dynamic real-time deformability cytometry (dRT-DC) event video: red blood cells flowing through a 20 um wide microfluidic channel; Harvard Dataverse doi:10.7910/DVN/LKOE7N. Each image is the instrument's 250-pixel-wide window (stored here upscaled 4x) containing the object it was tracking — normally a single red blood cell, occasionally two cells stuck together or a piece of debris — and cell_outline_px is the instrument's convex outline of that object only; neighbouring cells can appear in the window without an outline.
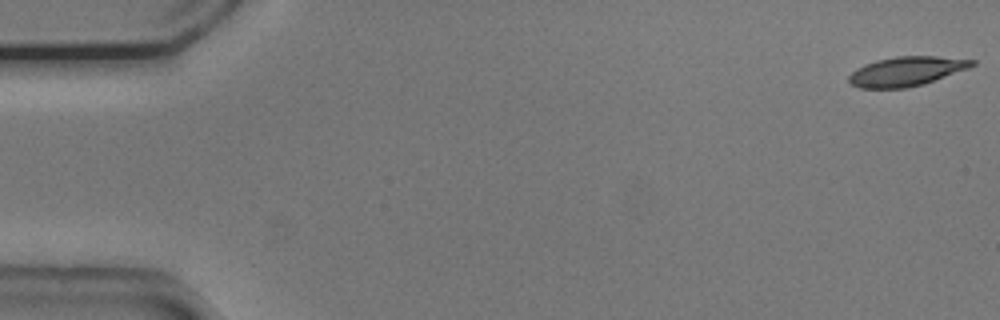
{"species": "common noctule bat (a hibernating species)", "species_latin": "Nyctalus noctula", "temperature_condition": "cold", "stored_images_in_passage": 54, "camera_frame_rate_fps": 3000, "um_per_image_px": 0.085, "animal": {"sex": "male", "body_mass_g": 20.5, "forearm_length_mm": 52.5}, "frame": {"image": 1, "passage_image": 1, "time_ms": 0.0, "image_size_px": [1000, 320], "cell_outline_px": [[976, 64], [968, 68], [924, 84], [904, 88], [860, 88], [852, 84], [848, 80], [848, 76], [856, 68], [864, 64], [876, 60], [896, 56], [936, 56], [976, 60]], "centroid_in_image_um": [77.03, 6.05], "position_along_channel_um": 8.0, "area_um2": 21.04}}
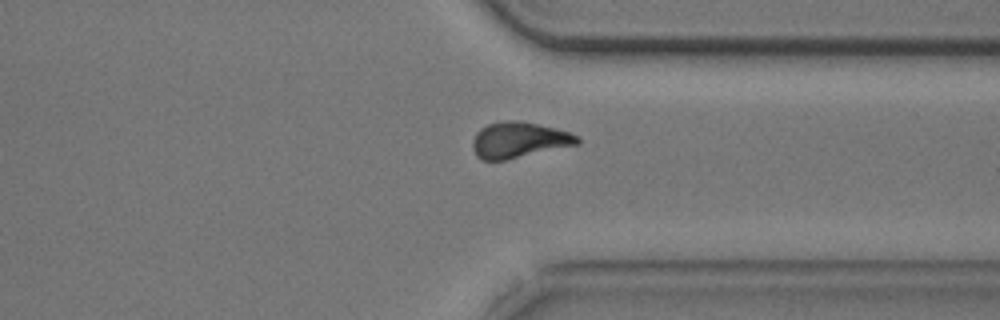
{"frame": {"image": 2, "passage_image": 41, "time_ms": 13.333, "image_size_px": [1000, 320], "cell_outline_px": [[580, 144], [504, 160], [480, 160], [476, 156], [472, 148], [472, 140], [476, 132], [480, 128], [488, 124], [508, 120], [520, 120], [556, 128], [580, 136]], "centroid_in_image_um": [44.1, 11.89], "position_along_channel_um": 367.3, "area_um2": 22.02}}
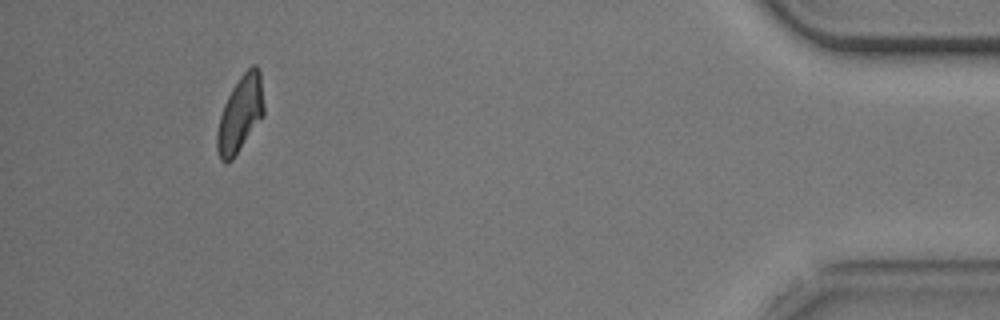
{"frame": {"image": 3, "passage_image": 50, "time_ms": 16.333, "image_size_px": [1000, 320], "cell_outline_px": [[264, 116], [232, 160], [220, 160], [216, 148], [216, 132], [220, 116], [224, 104], [232, 88], [240, 76], [252, 64], [256, 64], [260, 72], [264, 108]], "centroid_in_image_um": [20.42, 9.68], "position_along_channel_um": 414.8, "area_um2": 20.69}, "authors_computed_cell_mechanics": {"area_um2": 21.7328, "velocity_mm_per_s": 3.7422, "shape_relaxation_time_tau1_ms": 3.1185, "shape_relaxation_time_tau2_ms": 4.9338, "deformation_change_tau1": 0.1161, "deformation_change_tau2": 0.1103}}